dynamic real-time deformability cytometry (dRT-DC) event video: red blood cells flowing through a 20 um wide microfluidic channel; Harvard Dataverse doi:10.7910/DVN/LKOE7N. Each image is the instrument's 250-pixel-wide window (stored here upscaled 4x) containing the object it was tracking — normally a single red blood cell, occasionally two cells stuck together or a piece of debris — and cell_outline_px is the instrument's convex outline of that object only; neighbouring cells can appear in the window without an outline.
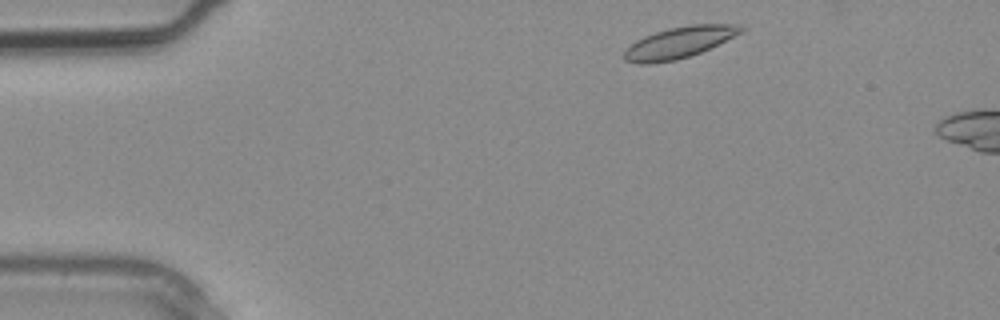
{"species": "common noctule bat (a hibernating species)", "species_latin": "Nyctalus noctula", "temperature_condition": "warm", "stored_images_in_passage": 2, "camera_frame_rate_fps": 3000, "um_per_image_px": 0.085, "animal": {"sex": "male", "body_mass_g": 20.4}, "frame": {"image": 1, "passage_image": 1, "time_ms": 0.0, "image_size_px": [1000, 320], "cell_outline_px": [[744, 28], [740, 32], [700, 52], [676, 60], [648, 64], [636, 64], [624, 60], [624, 52], [636, 40], [644, 36], [668, 28], [692, 24], [744, 24]], "centroid_in_image_um": [57.68, 3.61], "position_along_channel_um": 27.3, "area_um2": 20.92}}